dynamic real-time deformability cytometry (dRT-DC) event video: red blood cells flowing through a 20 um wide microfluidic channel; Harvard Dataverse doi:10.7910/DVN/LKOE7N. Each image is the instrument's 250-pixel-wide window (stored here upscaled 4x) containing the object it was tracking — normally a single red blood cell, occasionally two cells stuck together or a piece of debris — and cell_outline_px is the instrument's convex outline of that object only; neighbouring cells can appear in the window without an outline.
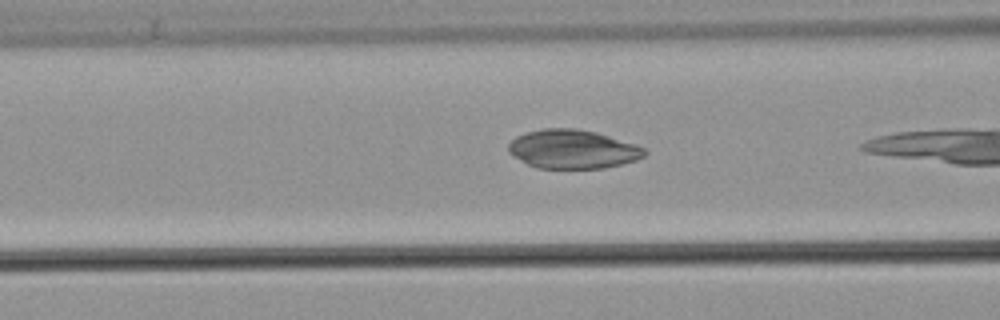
{"species": "common noctule bat (a hibernating species)", "species_latin": "Nyctalus noctula", "temperature_condition": "warm", "stored_images_in_passage": 6, "camera_frame_rate_fps": 3000, "um_per_image_px": 0.085, "animal": {"sex": "male", "body_mass_g": 21.5, "forearm_length_mm": 52.0}, "frame": {"image": 1, "passage_image": 4, "time_ms": 1.0, "image_size_px": [1000, 320], "cell_outline_px": [[648, 152], [644, 156], [636, 160], [604, 168], [536, 168], [528, 164], [508, 152], [508, 144], [516, 136], [528, 132], [544, 128], [576, 128], [596, 132], [636, 144], [644, 148]], "centroid_in_image_um": [48.69, 12.67], "position_along_channel_um": 117.9, "area_um2": 30.69}}